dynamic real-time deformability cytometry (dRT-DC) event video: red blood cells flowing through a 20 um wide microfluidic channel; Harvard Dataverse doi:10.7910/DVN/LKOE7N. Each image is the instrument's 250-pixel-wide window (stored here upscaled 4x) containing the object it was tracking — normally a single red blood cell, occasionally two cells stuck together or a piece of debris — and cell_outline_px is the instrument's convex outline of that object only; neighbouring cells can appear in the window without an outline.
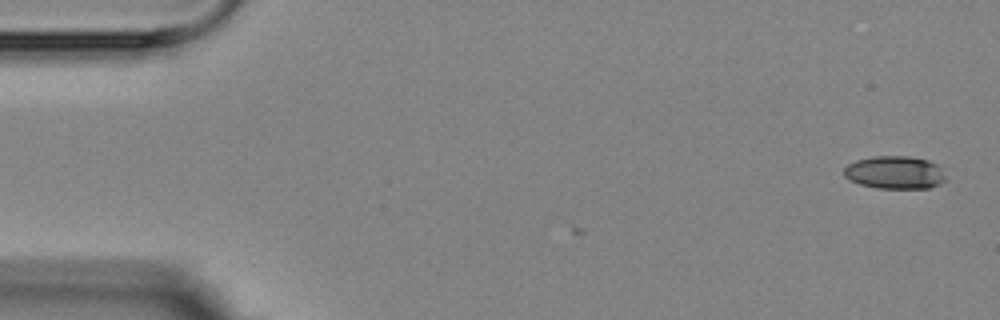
{"species": "Egyptian fruit bat (a non-hibernating species)", "species_latin": "Rousettus aegyptiacus", "temperature_condition": "room temperature", "stored_images_in_passage": 3, "camera_frame_rate_fps": 3000, "um_per_image_px": 0.085, "animal": {"sex": "female"}, "frame": {"image": 1, "passage_image": 1, "time_ms": 0.0, "image_size_px": [1000, 320], "cell_outline_px": [[944, 180], [940, 184], [928, 188], [876, 188], [860, 184], [848, 180], [844, 176], [844, 168], [848, 164], [856, 160], [872, 156], [912, 156], [928, 160], [936, 164], [944, 176]], "centroid_in_image_um": [76.01, 14.65], "position_along_channel_um": 9.0, "area_um2": 19.48}}